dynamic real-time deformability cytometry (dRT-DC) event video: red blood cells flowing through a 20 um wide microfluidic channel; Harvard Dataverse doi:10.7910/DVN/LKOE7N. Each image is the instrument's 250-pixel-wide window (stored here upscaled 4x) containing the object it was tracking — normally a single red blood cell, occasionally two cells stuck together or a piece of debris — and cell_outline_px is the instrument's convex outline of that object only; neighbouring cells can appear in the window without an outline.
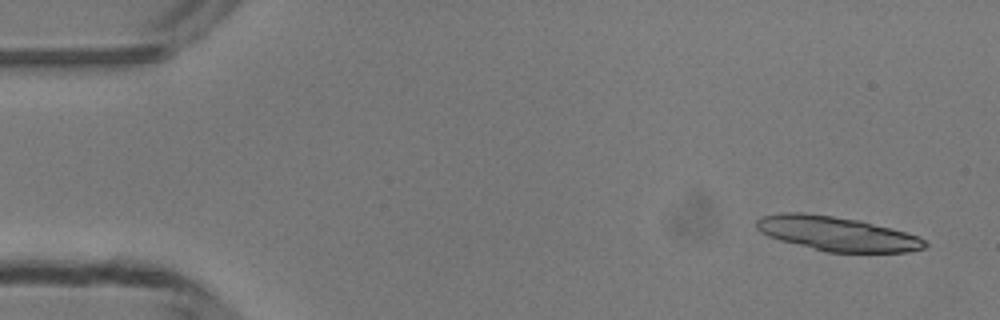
{"species": "common noctule bat (a hibernating species)", "species_latin": "Nyctalus noctula", "temperature_condition": "room temperature", "stored_images_in_passage": 22, "camera_frame_rate_fps": 3000, "um_per_image_px": 0.085, "animal": {"sex": "male", "body_mass_g": 13.3}, "frame": {"image": 1, "passage_image": 3, "time_ms": 0.667, "image_size_px": [1000, 320], "cell_outline_px": [[928, 244], [924, 248], [908, 252], [824, 252], [780, 240], [768, 236], [760, 232], [756, 228], [756, 220], [760, 216], [780, 212], [804, 212], [860, 220], [920, 236]], "centroid_in_image_um": [71.1, 19.86], "position_along_channel_um": 13.9, "area_um2": 33.87}}
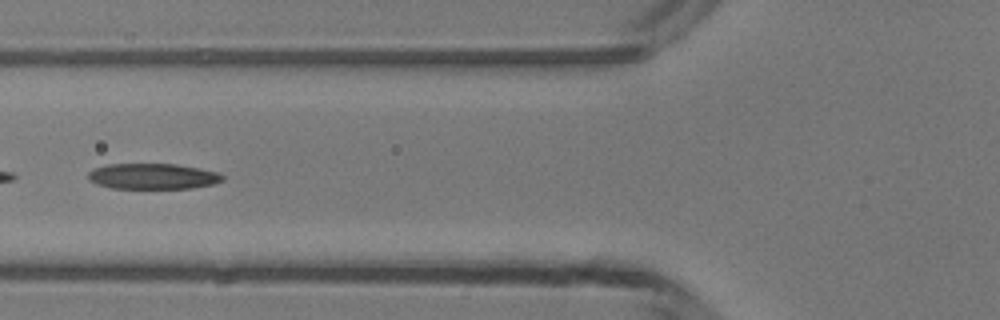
{"frame": {"image": 2, "passage_image": 19, "time_ms": 6.0, "image_size_px": [1000, 320], "cell_outline_px": [[224, 180], [216, 184], [192, 188], [112, 188], [96, 184], [88, 180], [88, 172], [92, 168], [108, 164], [176, 164], [200, 168], [220, 172], [224, 176]], "centroid_in_image_um": [13.01, 14.98], "position_along_channel_um": 112.8, "area_um2": 20.4}}